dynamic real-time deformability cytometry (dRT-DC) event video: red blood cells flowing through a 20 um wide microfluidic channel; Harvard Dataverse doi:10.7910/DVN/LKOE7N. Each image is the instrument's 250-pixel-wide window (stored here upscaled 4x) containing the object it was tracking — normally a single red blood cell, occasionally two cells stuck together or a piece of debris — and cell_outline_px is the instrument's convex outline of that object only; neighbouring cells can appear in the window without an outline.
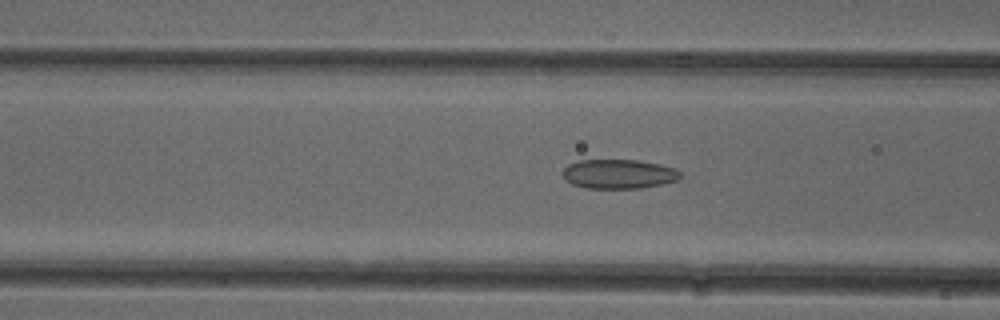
{"species": "common noctule bat (a hibernating species)", "species_latin": "Nyctalus noctula", "temperature_condition": "cold", "stored_images_in_passage": 52, "camera_frame_rate_fps": 3000, "um_per_image_px": 0.085, "animal": {"sex": "female"}, "frame": {"image": 1, "passage_image": 20, "time_ms": 6.333, "image_size_px": [1000, 320], "cell_outline_px": [[680, 176], [676, 180], [660, 184], [640, 188], [588, 188], [572, 184], [564, 180], [560, 172], [568, 164], [580, 160], [636, 160], [660, 164], [672, 168], [680, 172]], "centroid_in_image_um": [52.51, 14.78], "position_along_channel_um": 114.1, "area_um2": 20.0}}
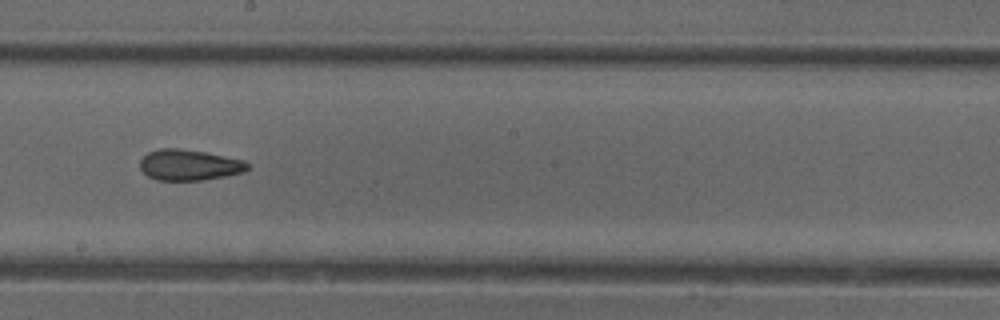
{"frame": {"image": 2, "passage_image": 29, "time_ms": 9.333, "image_size_px": [1000, 320], "cell_outline_px": [[248, 168], [244, 172], [204, 180], [156, 180], [148, 176], [140, 168], [140, 160], [148, 152], [160, 148], [176, 148], [204, 152], [244, 160], [248, 164]], "centroid_in_image_um": [16.06, 14.02], "position_along_channel_um": 232.1, "area_um2": 19.19}}
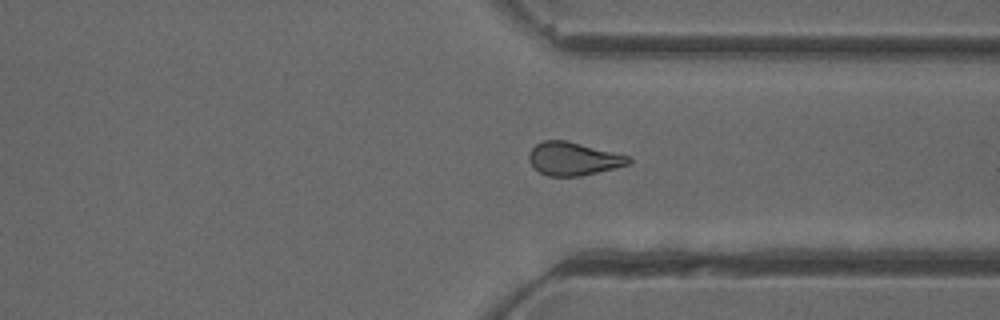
{"frame": {"image": 3, "passage_image": 39, "time_ms": 12.667, "image_size_px": [1000, 320], "cell_outline_px": [[632, 164], [616, 168], [580, 176], [548, 176], [540, 172], [528, 160], [528, 156], [532, 148], [536, 144], [544, 140], [568, 140], [632, 156]], "centroid_in_image_um": [48.8, 13.48], "position_along_channel_um": 362.6, "area_um2": 19.54}, "authors_computed_cell_mechanics": {"area_um2": 19.7387, "velocity_mm_per_s": 3.9289, "shape_relaxation_time_tau1_ms": null, "shape_relaxation_time_tau2_ms": 2.8426, "deformation_change_tau1": null, "deformation_change_tau2": 0.0995}}